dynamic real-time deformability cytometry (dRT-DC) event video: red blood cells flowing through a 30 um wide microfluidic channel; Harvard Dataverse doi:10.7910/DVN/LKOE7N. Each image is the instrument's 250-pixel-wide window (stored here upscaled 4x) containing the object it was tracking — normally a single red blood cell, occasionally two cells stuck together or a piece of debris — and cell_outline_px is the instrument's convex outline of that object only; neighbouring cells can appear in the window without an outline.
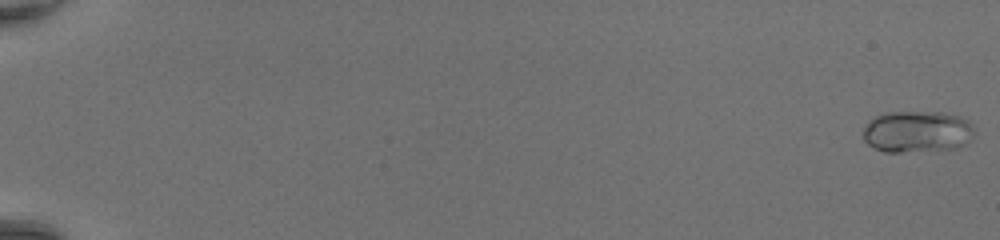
{"species": "common noctule bat (a hibernating species)", "species_latin": "Nyctalus noctula", "temperature_condition": "room temperature", "stored_images_in_passage": 50, "camera_frame_rate_fps": 3000, "um_per_image_px": 0.085, "animal": {"sex": "female", "body_mass_g": 20.0, "forearm_length_mm": 54.0}, "frame": {"image": 1, "passage_image": 1, "time_ms": 0.0, "image_size_px": [1000, 240], "cell_outline_px": [[976, 128], [968, 144], [956, 148], [900, 152], [884, 152], [868, 144], [864, 140], [864, 128], [868, 120], [884, 112], [944, 112], [960, 116], [968, 120]], "centroid_in_image_um": [77.99, 11.18], "position_along_channel_um": 7.0, "area_um2": 27.28}}
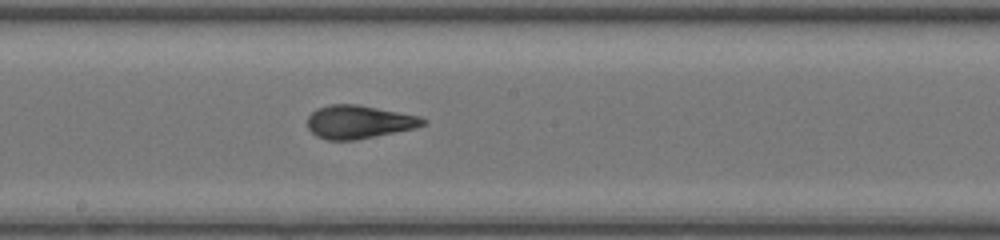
{"frame": {"image": 2, "passage_image": 30, "time_ms": 9.667, "image_size_px": [1000, 240], "cell_outline_px": [[428, 124], [416, 128], [356, 140], [328, 140], [316, 136], [308, 128], [308, 116], [316, 108], [332, 104], [356, 104], [420, 116], [428, 120]], "centroid_in_image_um": [30.53, 10.37], "position_along_channel_um": 217.7, "area_um2": 22.48}}
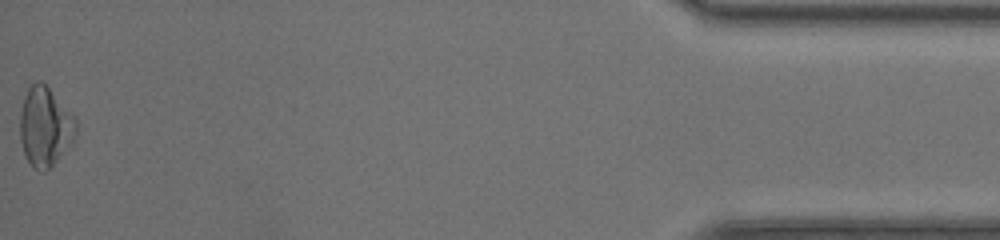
{"frame": {"image": 3, "passage_image": 50, "time_ms": 16.333, "image_size_px": [1000, 240], "cell_outline_px": [[76, 132], [72, 144], [44, 172], [32, 168], [24, 152], [20, 140], [20, 112], [24, 96], [28, 88], [36, 80], [40, 80], [76, 116]], "centroid_in_image_um": [3.83, 10.76], "position_along_channel_um": 431.4, "area_um2": 25.84}, "authors_computed_cell_mechanics": {"area_um2": 22.5709, "velocity_mm_per_s": 4.4132, "shape_relaxation_time_tau1_ms": 3.0229, "shape_relaxation_time_tau2_ms": 1.0806, "deformation_change_tau1": 0.117, "deformation_change_tau2": 0.0913}}